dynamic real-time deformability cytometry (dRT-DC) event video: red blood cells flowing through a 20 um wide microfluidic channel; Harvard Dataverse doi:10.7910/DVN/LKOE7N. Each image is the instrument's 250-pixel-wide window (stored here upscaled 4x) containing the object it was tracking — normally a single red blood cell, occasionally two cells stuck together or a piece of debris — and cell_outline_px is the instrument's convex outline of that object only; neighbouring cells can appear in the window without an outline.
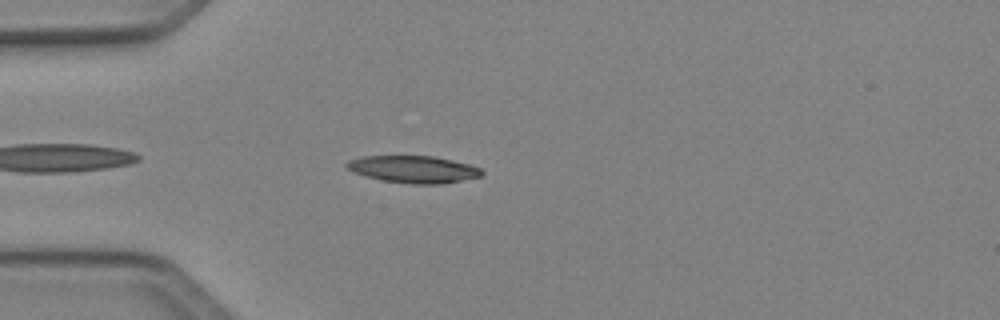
{"species": "Egyptian fruit bat (a non-hibernating species)", "species_latin": "Rousettus aegyptiacus", "temperature_condition": "cold", "stored_images_in_passage": 33, "camera_frame_rate_fps": 3000, "um_per_image_px": 0.085, "animal": {"sex": "female"}, "frame": {"image": 1, "passage_image": 4, "time_ms": 1.0, "image_size_px": [1000, 320], "cell_outline_px": [[484, 172], [480, 176], [444, 184], [412, 184], [384, 180], [368, 176], [356, 172], [348, 168], [344, 164], [348, 160], [364, 156], [436, 156], [468, 164], [480, 168]], "centroid_in_image_um": [35.18, 14.38], "position_along_channel_um": 49.8, "area_um2": 21.1}}
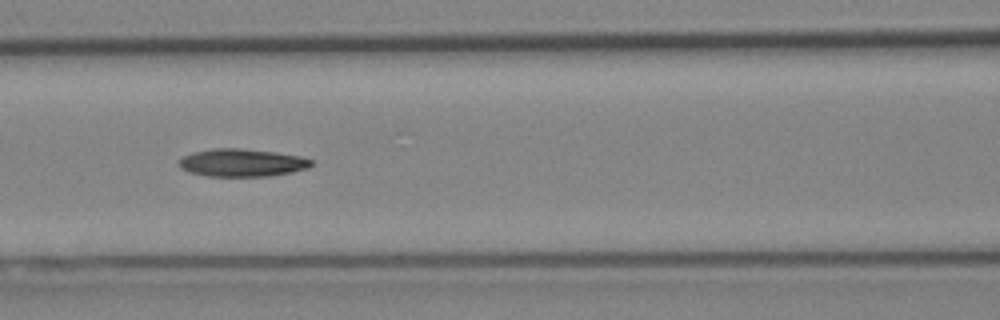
{"frame": {"image": 2, "passage_image": 12, "time_ms": 3.667, "image_size_px": [1000, 320], "cell_outline_px": [[312, 164], [308, 168], [292, 172], [268, 176], [208, 176], [188, 172], [180, 168], [176, 164], [184, 156], [192, 152], [212, 148], [240, 148], [276, 152], [300, 156], [312, 160]], "centroid_in_image_um": [20.53, 13.83], "position_along_channel_um": 146.1, "area_um2": 21.5}}
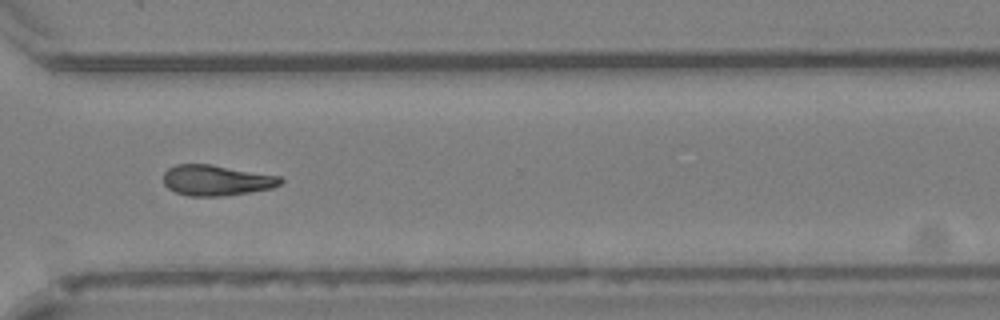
{"frame": {"image": 3, "passage_image": 27, "time_ms": 8.667, "image_size_px": [1000, 320], "cell_outline_px": [[284, 180], [280, 184], [272, 188], [224, 196], [188, 196], [176, 192], [168, 188], [164, 184], [164, 172], [168, 168], [176, 164], [212, 164], [280, 176]], "centroid_in_image_um": [18.39, 15.32], "position_along_channel_um": 352.2, "area_um2": 20.92}, "authors_computed_cell_mechanics": {"area_um2": 20.9814, "velocity_mm_per_s": 4.1237, "shape_relaxation_time_tau1_ms": 9.4875, "shape_relaxation_time_tau2_ms": null, "deformation_change_tau1": 0.1781, "deformation_change_tau2": null}}